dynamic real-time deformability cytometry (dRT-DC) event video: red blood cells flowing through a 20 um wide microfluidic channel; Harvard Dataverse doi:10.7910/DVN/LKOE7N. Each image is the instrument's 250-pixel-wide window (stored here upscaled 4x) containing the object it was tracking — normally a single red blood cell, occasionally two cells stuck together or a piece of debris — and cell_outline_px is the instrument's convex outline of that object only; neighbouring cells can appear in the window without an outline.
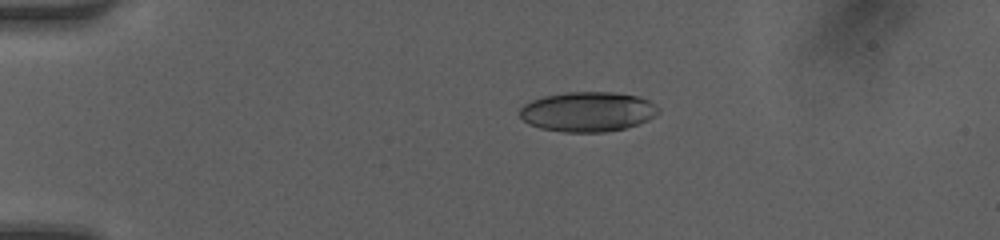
{"species": "human", "species_latin": "Homo sapiens", "temperature_condition": "room temperature", "stored_images_in_passage": 10, "camera_frame_rate_fps": 3000, "um_per_image_px": 0.085, "donor": {"sex": "female"}, "frame": {"image": 1, "passage_image": 1, "time_ms": 0.0, "image_size_px": [1000, 240], "cell_outline_px": [[660, 112], [648, 120], [624, 128], [604, 132], [564, 132], [540, 128], [528, 124], [520, 116], [520, 108], [524, 104], [532, 100], [544, 96], [568, 92], [612, 92], [636, 96], [648, 100], [660, 108]], "centroid_in_image_um": [49.94, 9.49], "position_along_channel_um": 35.1, "area_um2": 32.08}}
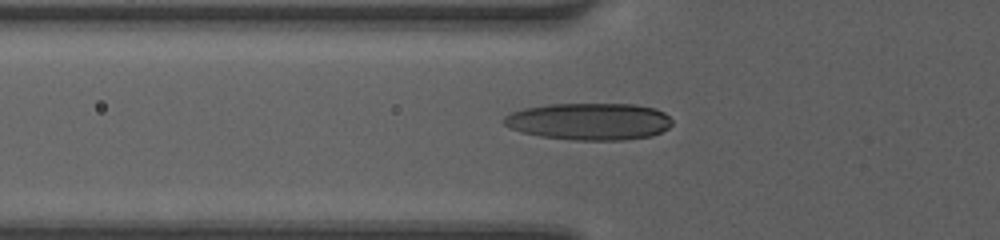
{"frame": {"image": 2, "passage_image": 6, "time_ms": 1.667, "image_size_px": [1000, 240], "cell_outline_px": [[672, 124], [668, 128], [652, 136], [624, 140], [572, 140], [540, 136], [524, 132], [512, 128], [504, 124], [500, 120], [504, 116], [512, 112], [524, 108], [548, 104], [636, 104], [656, 108], [664, 112], [672, 120]], "centroid_in_image_um": [50.1, 10.32], "position_along_channel_um": 75.7, "area_um2": 36.47}}
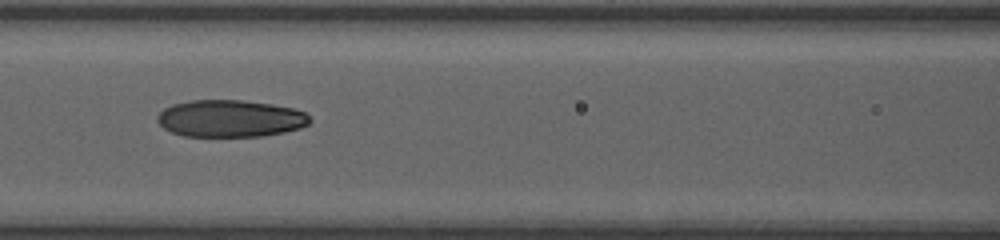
{"frame": {"image": 3, "passage_image": 9, "time_ms": 2.667, "image_size_px": [1000, 240], "cell_outline_px": [[312, 120], [308, 124], [300, 128], [284, 132], [264, 136], [184, 136], [172, 132], [164, 128], [156, 120], [156, 116], [164, 108], [172, 104], [192, 100], [244, 100], [272, 104], [292, 108], [304, 112]], "centroid_in_image_um": [19.56, 10.07], "position_along_channel_um": 147.0, "area_um2": 33.0}}